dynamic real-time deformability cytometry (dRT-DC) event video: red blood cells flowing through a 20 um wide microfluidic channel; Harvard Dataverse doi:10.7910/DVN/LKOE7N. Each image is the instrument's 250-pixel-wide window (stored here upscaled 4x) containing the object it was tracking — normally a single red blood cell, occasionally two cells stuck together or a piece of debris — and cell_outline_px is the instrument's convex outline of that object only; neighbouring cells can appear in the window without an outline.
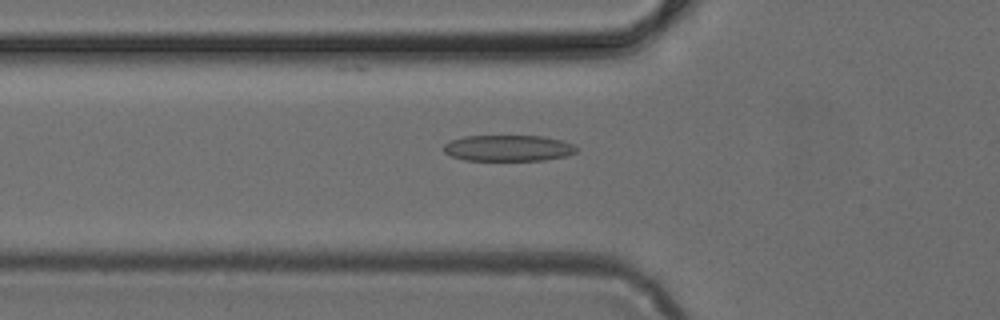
{"species": "common noctule bat (a hibernating species)", "species_latin": "Nyctalus noctula", "temperature_condition": "cold", "stored_images_in_passage": 35, "camera_frame_rate_fps": 3000, "um_per_image_px": 0.085, "animal": {"sex": "female", "body_mass_g": 24.6, "forearm_length_mm": 56.2}, "frame": {"image": 1, "passage_image": 3, "time_ms": 0.667, "image_size_px": [1000, 320], "cell_outline_px": [[576, 152], [564, 156], [544, 160], [464, 160], [452, 156], [444, 152], [444, 144], [452, 140], [464, 136], [540, 136], [560, 140], [572, 144], [576, 148]], "centroid_in_image_um": [43.16, 12.59], "position_along_channel_um": 82.6, "area_um2": 19.94}}
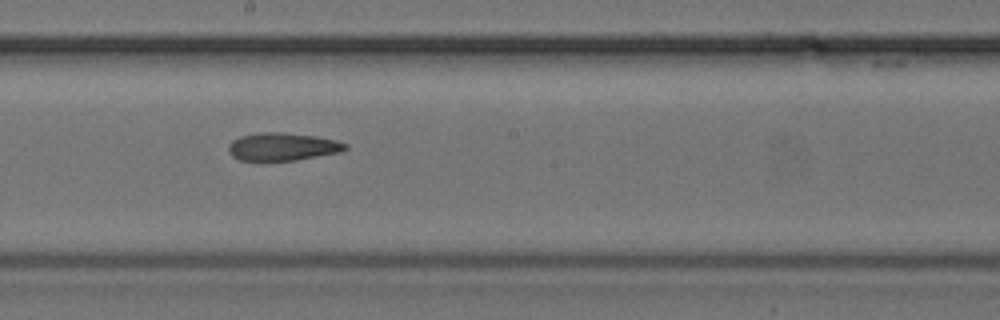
{"frame": {"image": 2, "passage_image": 13, "time_ms": 4.0, "image_size_px": [1000, 320], "cell_outline_px": [[348, 148], [340, 152], [296, 160], [264, 164], [260, 164], [240, 160], [232, 156], [228, 152], [228, 144], [232, 140], [240, 136], [260, 132], [284, 132], [316, 136], [336, 140], [348, 144]], "centroid_in_image_um": [23.95, 12.51], "position_along_channel_um": 224.3, "area_um2": 19.88}}
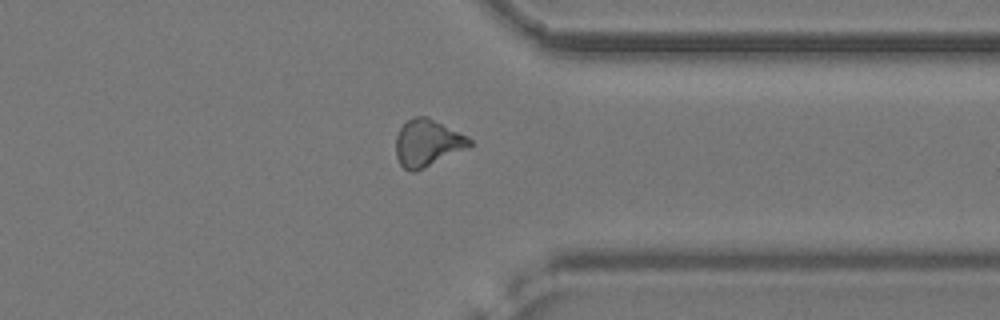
{"frame": {"image": 3, "passage_image": 24, "time_ms": 7.667, "image_size_px": [1000, 320], "cell_outline_px": [[472, 144], [468, 148], [416, 172], [412, 172], [404, 168], [400, 164], [396, 156], [396, 136], [400, 128], [412, 116], [428, 116], [468, 136], [472, 140]], "centroid_in_image_um": [36.34, 12.15], "position_along_channel_um": 375.1, "area_um2": 20.35}}